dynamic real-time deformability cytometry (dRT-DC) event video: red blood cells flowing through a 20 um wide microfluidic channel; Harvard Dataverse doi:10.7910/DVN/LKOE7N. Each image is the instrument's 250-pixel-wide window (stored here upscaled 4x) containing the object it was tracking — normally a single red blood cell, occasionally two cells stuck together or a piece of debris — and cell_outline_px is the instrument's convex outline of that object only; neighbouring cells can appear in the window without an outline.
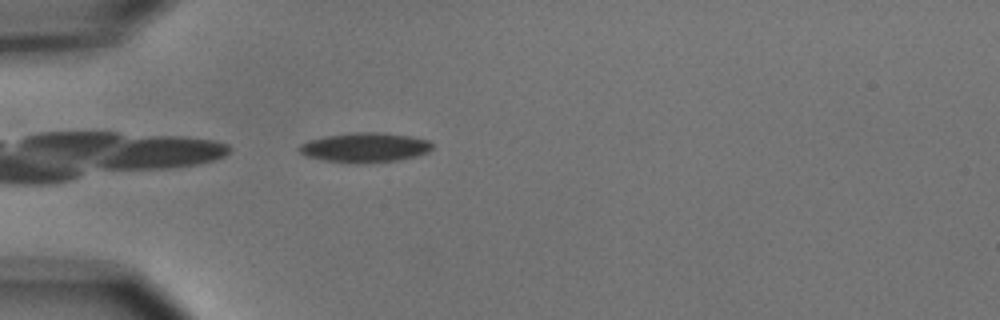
{"species": "common noctule bat (a hibernating species)", "species_latin": "Nyctalus noctula", "temperature_condition": "cold", "stored_images_in_passage": 5, "camera_frame_rate_fps": 3000, "um_per_image_px": 0.085, "animal": {"sex": "male", "body_mass_g": 15.6}, "frame": {"image": 1, "passage_image": 5, "time_ms": 4.667, "image_size_px": [1000, 320], "cell_outline_px": [[432, 148], [428, 152], [416, 156], [400, 160], [364, 164], [356, 164], [324, 160], [304, 156], [296, 148], [300, 144], [308, 140], [328, 136], [356, 132], [376, 132], [408, 136], [428, 140], [432, 144]], "centroid_in_image_um": [30.99, 12.56], "position_along_channel_um": 54.0, "area_um2": 23.06}}